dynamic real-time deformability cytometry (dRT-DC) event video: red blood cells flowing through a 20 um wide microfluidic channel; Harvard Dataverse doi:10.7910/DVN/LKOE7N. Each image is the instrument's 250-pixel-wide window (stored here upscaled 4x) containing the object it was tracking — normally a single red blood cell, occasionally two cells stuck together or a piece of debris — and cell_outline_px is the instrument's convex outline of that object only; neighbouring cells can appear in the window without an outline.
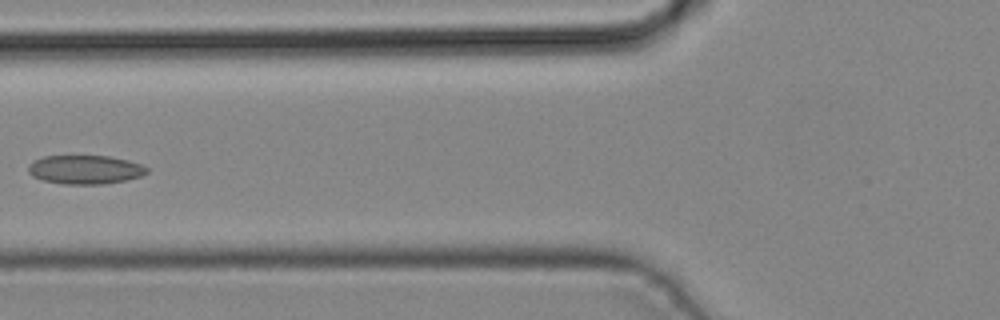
{"species": "common noctule bat (a hibernating species)", "species_latin": "Nyctalus noctula", "temperature_condition": "cold", "stored_images_in_passage": 5, "camera_frame_rate_fps": 3000, "um_per_image_px": 0.085, "animal": {"sex": "male", "body_mass_g": 19.2, "forearm_length_mm": 51.8}, "frame": {"image": 1, "passage_image": 5, "time_ms": 1.333, "image_size_px": [1000, 320], "cell_outline_px": [[148, 172], [140, 176], [128, 180], [104, 184], [64, 184], [44, 180], [32, 176], [28, 172], [28, 164], [32, 160], [44, 156], [108, 156], [128, 160], [140, 164], [148, 168]], "centroid_in_image_um": [7.22, 14.41], "position_along_channel_um": 118.6, "area_um2": 20.0}}